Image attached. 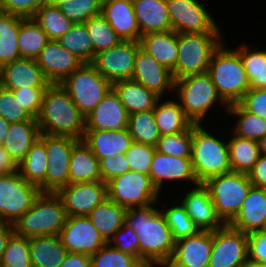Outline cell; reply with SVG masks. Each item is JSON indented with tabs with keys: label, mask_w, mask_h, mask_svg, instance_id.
<instances>
[{
	"label": "cell",
	"mask_w": 266,
	"mask_h": 267,
	"mask_svg": "<svg viewBox=\"0 0 266 267\" xmlns=\"http://www.w3.org/2000/svg\"><path fill=\"white\" fill-rule=\"evenodd\" d=\"M155 149L150 145L133 142L125 153L131 170L149 175Z\"/></svg>",
	"instance_id": "obj_52"
},
{
	"label": "cell",
	"mask_w": 266,
	"mask_h": 267,
	"mask_svg": "<svg viewBox=\"0 0 266 267\" xmlns=\"http://www.w3.org/2000/svg\"><path fill=\"white\" fill-rule=\"evenodd\" d=\"M139 47L140 43L137 41H121L115 47L97 53L91 64L111 84L130 80Z\"/></svg>",
	"instance_id": "obj_14"
},
{
	"label": "cell",
	"mask_w": 266,
	"mask_h": 267,
	"mask_svg": "<svg viewBox=\"0 0 266 267\" xmlns=\"http://www.w3.org/2000/svg\"><path fill=\"white\" fill-rule=\"evenodd\" d=\"M181 204L200 231L214 232L225 225L216 215L209 190L203 183L188 191Z\"/></svg>",
	"instance_id": "obj_23"
},
{
	"label": "cell",
	"mask_w": 266,
	"mask_h": 267,
	"mask_svg": "<svg viewBox=\"0 0 266 267\" xmlns=\"http://www.w3.org/2000/svg\"><path fill=\"white\" fill-rule=\"evenodd\" d=\"M128 114L153 110L159 99L154 92L133 80H121L112 84Z\"/></svg>",
	"instance_id": "obj_33"
},
{
	"label": "cell",
	"mask_w": 266,
	"mask_h": 267,
	"mask_svg": "<svg viewBox=\"0 0 266 267\" xmlns=\"http://www.w3.org/2000/svg\"><path fill=\"white\" fill-rule=\"evenodd\" d=\"M150 180L159 192L165 180L191 181L199 184L196 179L191 157H175L161 153L155 149L149 171Z\"/></svg>",
	"instance_id": "obj_22"
},
{
	"label": "cell",
	"mask_w": 266,
	"mask_h": 267,
	"mask_svg": "<svg viewBox=\"0 0 266 267\" xmlns=\"http://www.w3.org/2000/svg\"><path fill=\"white\" fill-rule=\"evenodd\" d=\"M209 190L216 215L226 225L240 212L252 186L248 175L231 171L208 178L203 183Z\"/></svg>",
	"instance_id": "obj_7"
},
{
	"label": "cell",
	"mask_w": 266,
	"mask_h": 267,
	"mask_svg": "<svg viewBox=\"0 0 266 267\" xmlns=\"http://www.w3.org/2000/svg\"><path fill=\"white\" fill-rule=\"evenodd\" d=\"M14 232L13 224L0 222V260L10 235Z\"/></svg>",
	"instance_id": "obj_62"
},
{
	"label": "cell",
	"mask_w": 266,
	"mask_h": 267,
	"mask_svg": "<svg viewBox=\"0 0 266 267\" xmlns=\"http://www.w3.org/2000/svg\"><path fill=\"white\" fill-rule=\"evenodd\" d=\"M32 267H59L68 254L59 235L29 238Z\"/></svg>",
	"instance_id": "obj_30"
},
{
	"label": "cell",
	"mask_w": 266,
	"mask_h": 267,
	"mask_svg": "<svg viewBox=\"0 0 266 267\" xmlns=\"http://www.w3.org/2000/svg\"><path fill=\"white\" fill-rule=\"evenodd\" d=\"M49 85L34 59L20 58L0 67V86L5 89L47 88Z\"/></svg>",
	"instance_id": "obj_21"
},
{
	"label": "cell",
	"mask_w": 266,
	"mask_h": 267,
	"mask_svg": "<svg viewBox=\"0 0 266 267\" xmlns=\"http://www.w3.org/2000/svg\"><path fill=\"white\" fill-rule=\"evenodd\" d=\"M159 101L153 112L161 136L181 133L193 125L178 101L168 100L161 104Z\"/></svg>",
	"instance_id": "obj_36"
},
{
	"label": "cell",
	"mask_w": 266,
	"mask_h": 267,
	"mask_svg": "<svg viewBox=\"0 0 266 267\" xmlns=\"http://www.w3.org/2000/svg\"><path fill=\"white\" fill-rule=\"evenodd\" d=\"M91 267H146L137 257L120 251L106 243L90 255Z\"/></svg>",
	"instance_id": "obj_47"
},
{
	"label": "cell",
	"mask_w": 266,
	"mask_h": 267,
	"mask_svg": "<svg viewBox=\"0 0 266 267\" xmlns=\"http://www.w3.org/2000/svg\"><path fill=\"white\" fill-rule=\"evenodd\" d=\"M129 114L112 88L85 118V130H121L128 128Z\"/></svg>",
	"instance_id": "obj_24"
},
{
	"label": "cell",
	"mask_w": 266,
	"mask_h": 267,
	"mask_svg": "<svg viewBox=\"0 0 266 267\" xmlns=\"http://www.w3.org/2000/svg\"><path fill=\"white\" fill-rule=\"evenodd\" d=\"M239 104L249 113L266 120V89H249Z\"/></svg>",
	"instance_id": "obj_57"
},
{
	"label": "cell",
	"mask_w": 266,
	"mask_h": 267,
	"mask_svg": "<svg viewBox=\"0 0 266 267\" xmlns=\"http://www.w3.org/2000/svg\"><path fill=\"white\" fill-rule=\"evenodd\" d=\"M71 1L72 0H47V4L59 7L62 4H65V3L71 2Z\"/></svg>",
	"instance_id": "obj_66"
},
{
	"label": "cell",
	"mask_w": 266,
	"mask_h": 267,
	"mask_svg": "<svg viewBox=\"0 0 266 267\" xmlns=\"http://www.w3.org/2000/svg\"><path fill=\"white\" fill-rule=\"evenodd\" d=\"M107 194L110 200L126 209L155 204L160 195L149 175L133 170L108 181Z\"/></svg>",
	"instance_id": "obj_11"
},
{
	"label": "cell",
	"mask_w": 266,
	"mask_h": 267,
	"mask_svg": "<svg viewBox=\"0 0 266 267\" xmlns=\"http://www.w3.org/2000/svg\"><path fill=\"white\" fill-rule=\"evenodd\" d=\"M0 116L10 123L37 121L26 111L11 90L0 86Z\"/></svg>",
	"instance_id": "obj_51"
},
{
	"label": "cell",
	"mask_w": 266,
	"mask_h": 267,
	"mask_svg": "<svg viewBox=\"0 0 266 267\" xmlns=\"http://www.w3.org/2000/svg\"><path fill=\"white\" fill-rule=\"evenodd\" d=\"M235 50L240 54L250 89H266V51H250L246 44H241Z\"/></svg>",
	"instance_id": "obj_42"
},
{
	"label": "cell",
	"mask_w": 266,
	"mask_h": 267,
	"mask_svg": "<svg viewBox=\"0 0 266 267\" xmlns=\"http://www.w3.org/2000/svg\"><path fill=\"white\" fill-rule=\"evenodd\" d=\"M21 16L0 13V67L4 64L20 59L18 35Z\"/></svg>",
	"instance_id": "obj_37"
},
{
	"label": "cell",
	"mask_w": 266,
	"mask_h": 267,
	"mask_svg": "<svg viewBox=\"0 0 266 267\" xmlns=\"http://www.w3.org/2000/svg\"><path fill=\"white\" fill-rule=\"evenodd\" d=\"M38 186L25 180L17 171L0 175V222L13 224L40 195Z\"/></svg>",
	"instance_id": "obj_10"
},
{
	"label": "cell",
	"mask_w": 266,
	"mask_h": 267,
	"mask_svg": "<svg viewBox=\"0 0 266 267\" xmlns=\"http://www.w3.org/2000/svg\"><path fill=\"white\" fill-rule=\"evenodd\" d=\"M0 267H32L29 238L13 232L7 241Z\"/></svg>",
	"instance_id": "obj_46"
},
{
	"label": "cell",
	"mask_w": 266,
	"mask_h": 267,
	"mask_svg": "<svg viewBox=\"0 0 266 267\" xmlns=\"http://www.w3.org/2000/svg\"><path fill=\"white\" fill-rule=\"evenodd\" d=\"M248 258L266 263V229L248 234Z\"/></svg>",
	"instance_id": "obj_58"
},
{
	"label": "cell",
	"mask_w": 266,
	"mask_h": 267,
	"mask_svg": "<svg viewBox=\"0 0 266 267\" xmlns=\"http://www.w3.org/2000/svg\"><path fill=\"white\" fill-rule=\"evenodd\" d=\"M174 90L186 116L193 124H201L208 110L218 102L228 106L216 92L210 75L206 73L189 75L175 80Z\"/></svg>",
	"instance_id": "obj_8"
},
{
	"label": "cell",
	"mask_w": 266,
	"mask_h": 267,
	"mask_svg": "<svg viewBox=\"0 0 266 267\" xmlns=\"http://www.w3.org/2000/svg\"><path fill=\"white\" fill-rule=\"evenodd\" d=\"M171 30L182 33H221L216 21L198 0H166Z\"/></svg>",
	"instance_id": "obj_13"
},
{
	"label": "cell",
	"mask_w": 266,
	"mask_h": 267,
	"mask_svg": "<svg viewBox=\"0 0 266 267\" xmlns=\"http://www.w3.org/2000/svg\"><path fill=\"white\" fill-rule=\"evenodd\" d=\"M10 122L0 116V145L3 146L8 134Z\"/></svg>",
	"instance_id": "obj_63"
},
{
	"label": "cell",
	"mask_w": 266,
	"mask_h": 267,
	"mask_svg": "<svg viewBox=\"0 0 266 267\" xmlns=\"http://www.w3.org/2000/svg\"><path fill=\"white\" fill-rule=\"evenodd\" d=\"M18 170V164L9 155L8 151L0 145V172L11 173Z\"/></svg>",
	"instance_id": "obj_61"
},
{
	"label": "cell",
	"mask_w": 266,
	"mask_h": 267,
	"mask_svg": "<svg viewBox=\"0 0 266 267\" xmlns=\"http://www.w3.org/2000/svg\"><path fill=\"white\" fill-rule=\"evenodd\" d=\"M222 33H178V57L172 75L174 80L208 71L212 55L222 44Z\"/></svg>",
	"instance_id": "obj_6"
},
{
	"label": "cell",
	"mask_w": 266,
	"mask_h": 267,
	"mask_svg": "<svg viewBox=\"0 0 266 267\" xmlns=\"http://www.w3.org/2000/svg\"><path fill=\"white\" fill-rule=\"evenodd\" d=\"M85 25L93 46V60L97 53L115 47L122 41L101 14L90 18Z\"/></svg>",
	"instance_id": "obj_45"
},
{
	"label": "cell",
	"mask_w": 266,
	"mask_h": 267,
	"mask_svg": "<svg viewBox=\"0 0 266 267\" xmlns=\"http://www.w3.org/2000/svg\"><path fill=\"white\" fill-rule=\"evenodd\" d=\"M61 85L85 118L112 89V84L91 63H83Z\"/></svg>",
	"instance_id": "obj_9"
},
{
	"label": "cell",
	"mask_w": 266,
	"mask_h": 267,
	"mask_svg": "<svg viewBox=\"0 0 266 267\" xmlns=\"http://www.w3.org/2000/svg\"><path fill=\"white\" fill-rule=\"evenodd\" d=\"M47 0H0L1 10L24 18H32Z\"/></svg>",
	"instance_id": "obj_56"
},
{
	"label": "cell",
	"mask_w": 266,
	"mask_h": 267,
	"mask_svg": "<svg viewBox=\"0 0 266 267\" xmlns=\"http://www.w3.org/2000/svg\"><path fill=\"white\" fill-rule=\"evenodd\" d=\"M83 141L100 161L126 153L133 143L128 128L121 130H85Z\"/></svg>",
	"instance_id": "obj_27"
},
{
	"label": "cell",
	"mask_w": 266,
	"mask_h": 267,
	"mask_svg": "<svg viewBox=\"0 0 266 267\" xmlns=\"http://www.w3.org/2000/svg\"><path fill=\"white\" fill-rule=\"evenodd\" d=\"M59 7L66 18L73 23H85L101 14L102 0H72Z\"/></svg>",
	"instance_id": "obj_50"
},
{
	"label": "cell",
	"mask_w": 266,
	"mask_h": 267,
	"mask_svg": "<svg viewBox=\"0 0 266 267\" xmlns=\"http://www.w3.org/2000/svg\"><path fill=\"white\" fill-rule=\"evenodd\" d=\"M258 145L260 155L266 157V136L258 141Z\"/></svg>",
	"instance_id": "obj_65"
},
{
	"label": "cell",
	"mask_w": 266,
	"mask_h": 267,
	"mask_svg": "<svg viewBox=\"0 0 266 267\" xmlns=\"http://www.w3.org/2000/svg\"><path fill=\"white\" fill-rule=\"evenodd\" d=\"M140 47L149 53L157 62L173 70L178 57V33L169 30L142 35Z\"/></svg>",
	"instance_id": "obj_29"
},
{
	"label": "cell",
	"mask_w": 266,
	"mask_h": 267,
	"mask_svg": "<svg viewBox=\"0 0 266 267\" xmlns=\"http://www.w3.org/2000/svg\"><path fill=\"white\" fill-rule=\"evenodd\" d=\"M108 243L132 256L139 259V240L136 232L129 227L127 224H123L120 229H118L113 237L108 241Z\"/></svg>",
	"instance_id": "obj_53"
},
{
	"label": "cell",
	"mask_w": 266,
	"mask_h": 267,
	"mask_svg": "<svg viewBox=\"0 0 266 267\" xmlns=\"http://www.w3.org/2000/svg\"><path fill=\"white\" fill-rule=\"evenodd\" d=\"M59 267H91V258L90 255L68 252Z\"/></svg>",
	"instance_id": "obj_60"
},
{
	"label": "cell",
	"mask_w": 266,
	"mask_h": 267,
	"mask_svg": "<svg viewBox=\"0 0 266 267\" xmlns=\"http://www.w3.org/2000/svg\"><path fill=\"white\" fill-rule=\"evenodd\" d=\"M244 233L266 229V189L251 186L240 212L229 224Z\"/></svg>",
	"instance_id": "obj_26"
},
{
	"label": "cell",
	"mask_w": 266,
	"mask_h": 267,
	"mask_svg": "<svg viewBox=\"0 0 266 267\" xmlns=\"http://www.w3.org/2000/svg\"><path fill=\"white\" fill-rule=\"evenodd\" d=\"M212 246L211 231L176 240L173 256L165 267H209Z\"/></svg>",
	"instance_id": "obj_18"
},
{
	"label": "cell",
	"mask_w": 266,
	"mask_h": 267,
	"mask_svg": "<svg viewBox=\"0 0 266 267\" xmlns=\"http://www.w3.org/2000/svg\"><path fill=\"white\" fill-rule=\"evenodd\" d=\"M126 212L125 207L106 198L89 213L88 218L108 243L114 233L125 223Z\"/></svg>",
	"instance_id": "obj_34"
},
{
	"label": "cell",
	"mask_w": 266,
	"mask_h": 267,
	"mask_svg": "<svg viewBox=\"0 0 266 267\" xmlns=\"http://www.w3.org/2000/svg\"><path fill=\"white\" fill-rule=\"evenodd\" d=\"M191 162L199 183L231 172L228 142L211 135L201 124H193Z\"/></svg>",
	"instance_id": "obj_5"
},
{
	"label": "cell",
	"mask_w": 266,
	"mask_h": 267,
	"mask_svg": "<svg viewBox=\"0 0 266 267\" xmlns=\"http://www.w3.org/2000/svg\"><path fill=\"white\" fill-rule=\"evenodd\" d=\"M102 181L100 163L83 140L73 148L69 164V184Z\"/></svg>",
	"instance_id": "obj_31"
},
{
	"label": "cell",
	"mask_w": 266,
	"mask_h": 267,
	"mask_svg": "<svg viewBox=\"0 0 266 267\" xmlns=\"http://www.w3.org/2000/svg\"><path fill=\"white\" fill-rule=\"evenodd\" d=\"M32 18L45 31L48 39L53 40H58L74 24L61 12L60 7L49 4L40 7Z\"/></svg>",
	"instance_id": "obj_43"
},
{
	"label": "cell",
	"mask_w": 266,
	"mask_h": 267,
	"mask_svg": "<svg viewBox=\"0 0 266 267\" xmlns=\"http://www.w3.org/2000/svg\"><path fill=\"white\" fill-rule=\"evenodd\" d=\"M248 259V234L229 224L213 232L209 267H240Z\"/></svg>",
	"instance_id": "obj_15"
},
{
	"label": "cell",
	"mask_w": 266,
	"mask_h": 267,
	"mask_svg": "<svg viewBox=\"0 0 266 267\" xmlns=\"http://www.w3.org/2000/svg\"><path fill=\"white\" fill-rule=\"evenodd\" d=\"M47 154L45 144L38 138L18 164L19 174L28 182L46 192Z\"/></svg>",
	"instance_id": "obj_35"
},
{
	"label": "cell",
	"mask_w": 266,
	"mask_h": 267,
	"mask_svg": "<svg viewBox=\"0 0 266 267\" xmlns=\"http://www.w3.org/2000/svg\"><path fill=\"white\" fill-rule=\"evenodd\" d=\"M39 136L40 130L37 121L10 123L3 147L13 160L19 164Z\"/></svg>",
	"instance_id": "obj_32"
},
{
	"label": "cell",
	"mask_w": 266,
	"mask_h": 267,
	"mask_svg": "<svg viewBox=\"0 0 266 267\" xmlns=\"http://www.w3.org/2000/svg\"><path fill=\"white\" fill-rule=\"evenodd\" d=\"M47 88H19L16 90H11L13 95L18 99L23 108L28 111L35 119L38 118L44 93Z\"/></svg>",
	"instance_id": "obj_54"
},
{
	"label": "cell",
	"mask_w": 266,
	"mask_h": 267,
	"mask_svg": "<svg viewBox=\"0 0 266 267\" xmlns=\"http://www.w3.org/2000/svg\"><path fill=\"white\" fill-rule=\"evenodd\" d=\"M101 15L122 41L139 42L142 35L132 0H102Z\"/></svg>",
	"instance_id": "obj_25"
},
{
	"label": "cell",
	"mask_w": 266,
	"mask_h": 267,
	"mask_svg": "<svg viewBox=\"0 0 266 267\" xmlns=\"http://www.w3.org/2000/svg\"><path fill=\"white\" fill-rule=\"evenodd\" d=\"M35 60L50 84H61L83 64L74 54L63 48L58 40L53 39L47 41Z\"/></svg>",
	"instance_id": "obj_19"
},
{
	"label": "cell",
	"mask_w": 266,
	"mask_h": 267,
	"mask_svg": "<svg viewBox=\"0 0 266 267\" xmlns=\"http://www.w3.org/2000/svg\"><path fill=\"white\" fill-rule=\"evenodd\" d=\"M131 80L140 83L160 98L166 90L172 91L175 86L172 72L141 47L137 49Z\"/></svg>",
	"instance_id": "obj_20"
},
{
	"label": "cell",
	"mask_w": 266,
	"mask_h": 267,
	"mask_svg": "<svg viewBox=\"0 0 266 267\" xmlns=\"http://www.w3.org/2000/svg\"><path fill=\"white\" fill-rule=\"evenodd\" d=\"M67 215L61 198L53 192H41L32 207L13 223L14 232L33 238L59 235Z\"/></svg>",
	"instance_id": "obj_4"
},
{
	"label": "cell",
	"mask_w": 266,
	"mask_h": 267,
	"mask_svg": "<svg viewBox=\"0 0 266 267\" xmlns=\"http://www.w3.org/2000/svg\"><path fill=\"white\" fill-rule=\"evenodd\" d=\"M37 122L40 133L84 138L85 117L61 84L47 87Z\"/></svg>",
	"instance_id": "obj_2"
},
{
	"label": "cell",
	"mask_w": 266,
	"mask_h": 267,
	"mask_svg": "<svg viewBox=\"0 0 266 267\" xmlns=\"http://www.w3.org/2000/svg\"><path fill=\"white\" fill-rule=\"evenodd\" d=\"M100 173L102 181L107 183L112 178L127 173L131 170L130 164L125 156V153L108 156L99 161Z\"/></svg>",
	"instance_id": "obj_55"
},
{
	"label": "cell",
	"mask_w": 266,
	"mask_h": 267,
	"mask_svg": "<svg viewBox=\"0 0 266 267\" xmlns=\"http://www.w3.org/2000/svg\"><path fill=\"white\" fill-rule=\"evenodd\" d=\"M59 238L68 252L86 255L96 253L107 243L88 216H67Z\"/></svg>",
	"instance_id": "obj_17"
},
{
	"label": "cell",
	"mask_w": 266,
	"mask_h": 267,
	"mask_svg": "<svg viewBox=\"0 0 266 267\" xmlns=\"http://www.w3.org/2000/svg\"><path fill=\"white\" fill-rule=\"evenodd\" d=\"M128 130L133 142L156 147L161 137L153 110L129 115Z\"/></svg>",
	"instance_id": "obj_40"
},
{
	"label": "cell",
	"mask_w": 266,
	"mask_h": 267,
	"mask_svg": "<svg viewBox=\"0 0 266 267\" xmlns=\"http://www.w3.org/2000/svg\"><path fill=\"white\" fill-rule=\"evenodd\" d=\"M207 73L227 106L239 103L250 89L240 54L235 49L224 48L223 43L212 55Z\"/></svg>",
	"instance_id": "obj_3"
},
{
	"label": "cell",
	"mask_w": 266,
	"mask_h": 267,
	"mask_svg": "<svg viewBox=\"0 0 266 267\" xmlns=\"http://www.w3.org/2000/svg\"><path fill=\"white\" fill-rule=\"evenodd\" d=\"M155 148L166 155L191 157L192 126L181 133L161 136Z\"/></svg>",
	"instance_id": "obj_49"
},
{
	"label": "cell",
	"mask_w": 266,
	"mask_h": 267,
	"mask_svg": "<svg viewBox=\"0 0 266 267\" xmlns=\"http://www.w3.org/2000/svg\"><path fill=\"white\" fill-rule=\"evenodd\" d=\"M240 267H266V263L247 259Z\"/></svg>",
	"instance_id": "obj_64"
},
{
	"label": "cell",
	"mask_w": 266,
	"mask_h": 267,
	"mask_svg": "<svg viewBox=\"0 0 266 267\" xmlns=\"http://www.w3.org/2000/svg\"><path fill=\"white\" fill-rule=\"evenodd\" d=\"M48 40L45 31L33 20V18L21 17V25L18 35L20 58L35 60Z\"/></svg>",
	"instance_id": "obj_39"
},
{
	"label": "cell",
	"mask_w": 266,
	"mask_h": 267,
	"mask_svg": "<svg viewBox=\"0 0 266 267\" xmlns=\"http://www.w3.org/2000/svg\"><path fill=\"white\" fill-rule=\"evenodd\" d=\"M141 35L171 30L166 0H132Z\"/></svg>",
	"instance_id": "obj_28"
},
{
	"label": "cell",
	"mask_w": 266,
	"mask_h": 267,
	"mask_svg": "<svg viewBox=\"0 0 266 267\" xmlns=\"http://www.w3.org/2000/svg\"><path fill=\"white\" fill-rule=\"evenodd\" d=\"M247 175L252 186L266 189V157L260 155Z\"/></svg>",
	"instance_id": "obj_59"
},
{
	"label": "cell",
	"mask_w": 266,
	"mask_h": 267,
	"mask_svg": "<svg viewBox=\"0 0 266 267\" xmlns=\"http://www.w3.org/2000/svg\"><path fill=\"white\" fill-rule=\"evenodd\" d=\"M56 194L61 198L67 216H88L97 205L108 198L107 183H71L60 188Z\"/></svg>",
	"instance_id": "obj_16"
},
{
	"label": "cell",
	"mask_w": 266,
	"mask_h": 267,
	"mask_svg": "<svg viewBox=\"0 0 266 267\" xmlns=\"http://www.w3.org/2000/svg\"><path fill=\"white\" fill-rule=\"evenodd\" d=\"M161 212L175 241L195 235L200 231L182 204L161 210Z\"/></svg>",
	"instance_id": "obj_48"
},
{
	"label": "cell",
	"mask_w": 266,
	"mask_h": 267,
	"mask_svg": "<svg viewBox=\"0 0 266 267\" xmlns=\"http://www.w3.org/2000/svg\"><path fill=\"white\" fill-rule=\"evenodd\" d=\"M232 171L248 174L260 156L258 141L233 135L228 141Z\"/></svg>",
	"instance_id": "obj_38"
},
{
	"label": "cell",
	"mask_w": 266,
	"mask_h": 267,
	"mask_svg": "<svg viewBox=\"0 0 266 267\" xmlns=\"http://www.w3.org/2000/svg\"><path fill=\"white\" fill-rule=\"evenodd\" d=\"M226 111L238 117L233 133L241 138L259 141L266 136V120L246 111L239 103L229 105Z\"/></svg>",
	"instance_id": "obj_41"
},
{
	"label": "cell",
	"mask_w": 266,
	"mask_h": 267,
	"mask_svg": "<svg viewBox=\"0 0 266 267\" xmlns=\"http://www.w3.org/2000/svg\"><path fill=\"white\" fill-rule=\"evenodd\" d=\"M152 205L127 209L125 224L138 236L139 260L146 267H165L173 256L175 240L161 210Z\"/></svg>",
	"instance_id": "obj_1"
},
{
	"label": "cell",
	"mask_w": 266,
	"mask_h": 267,
	"mask_svg": "<svg viewBox=\"0 0 266 267\" xmlns=\"http://www.w3.org/2000/svg\"><path fill=\"white\" fill-rule=\"evenodd\" d=\"M39 139L46 146V192L56 193L69 184V164L74 146L80 141L71 136L40 133Z\"/></svg>",
	"instance_id": "obj_12"
},
{
	"label": "cell",
	"mask_w": 266,
	"mask_h": 267,
	"mask_svg": "<svg viewBox=\"0 0 266 267\" xmlns=\"http://www.w3.org/2000/svg\"><path fill=\"white\" fill-rule=\"evenodd\" d=\"M58 41L63 48L74 54L83 63H92L93 46L85 23H74Z\"/></svg>",
	"instance_id": "obj_44"
}]
</instances>
